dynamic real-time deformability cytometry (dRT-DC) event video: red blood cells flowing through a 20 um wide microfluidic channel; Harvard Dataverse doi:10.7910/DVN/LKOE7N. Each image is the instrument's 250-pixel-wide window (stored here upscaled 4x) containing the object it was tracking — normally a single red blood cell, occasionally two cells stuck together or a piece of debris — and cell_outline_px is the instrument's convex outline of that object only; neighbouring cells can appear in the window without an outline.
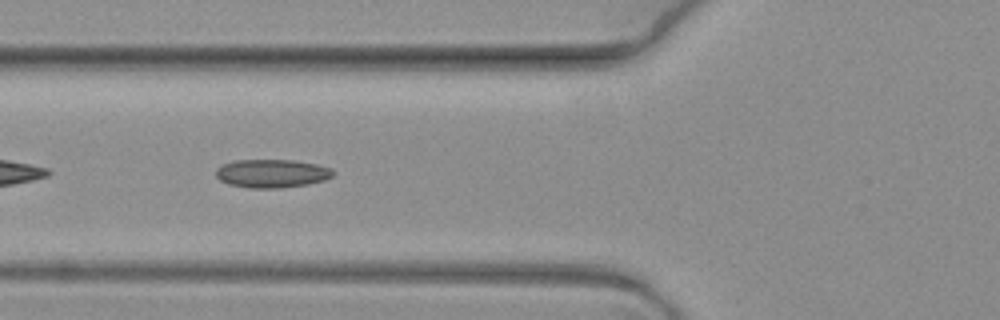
{"species": "common noctule bat (a hibernating species)", "species_latin": "Nyctalus noctula", "temperature_condition": "warm", "stored_images_in_passage": 9, "camera_frame_rate_fps": 3000, "um_per_image_px": 0.085, "animal": {"sex": "female", "body_mass_g": 19.3, "forearm_length_mm": 54.1}, "frame": {"image": 1, "passage_image": 7, "time_ms": 2.0, "image_size_px": [1000, 320], "cell_outline_px": [[336, 172], [332, 176], [324, 180], [308, 184], [280, 188], [248, 188], [228, 184], [220, 180], [216, 176], [216, 168], [224, 164], [236, 160], [292, 160], [316, 164], [332, 168]], "centroid_in_image_um": [23.12, 14.75], "position_along_channel_um": 102.7, "area_um2": 19.42}}
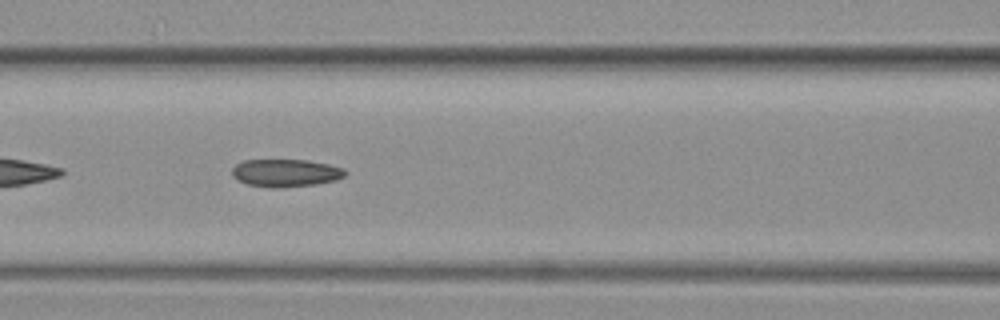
{"frame": {"image": 2, "passage_image": 8, "time_ms": 2.333, "image_size_px": [1000, 320], "cell_outline_px": [[348, 172], [344, 176], [336, 180], [316, 184], [284, 188], [272, 188], [244, 184], [236, 180], [232, 176], [232, 168], [236, 164], [244, 160], [308, 160], [328, 164], [344, 168]], "centroid_in_image_um": [24.26, 14.71], "position_along_channel_um": 142.3, "area_um2": 18.55}}